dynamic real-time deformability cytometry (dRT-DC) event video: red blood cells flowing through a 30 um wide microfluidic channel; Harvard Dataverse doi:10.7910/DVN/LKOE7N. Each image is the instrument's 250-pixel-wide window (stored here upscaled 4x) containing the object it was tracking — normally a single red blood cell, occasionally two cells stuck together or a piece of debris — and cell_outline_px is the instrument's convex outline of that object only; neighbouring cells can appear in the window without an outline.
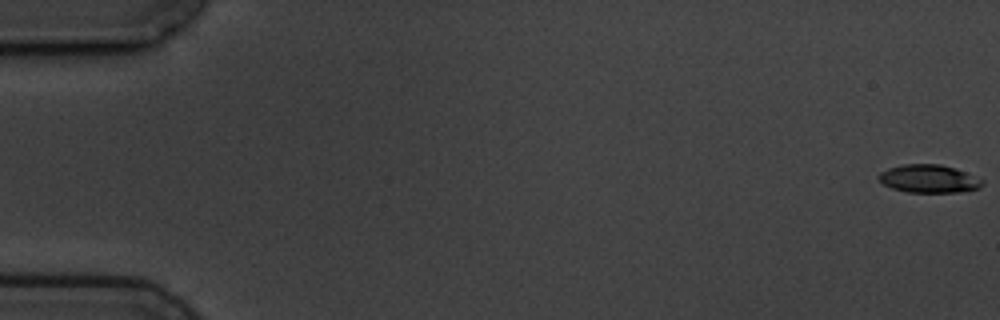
{"species": "common noctule bat (a hibernating species)", "species_latin": "Nyctalus noctula", "temperature_condition": "cold", "stored_images_in_passage": 5, "camera_frame_rate_fps": 3000, "um_per_image_px": 0.085, "animal": {"sex": "male", "body_mass_g": 19.5, "forearm_length_mm": 54.6}, "frame": {"image": 1, "passage_image": 1, "time_ms": 0.0, "image_size_px": [1000, 320], "cell_outline_px": [[984, 184], [980, 188], [956, 192], [908, 192], [892, 188], [884, 184], [876, 176], [880, 172], [888, 168], [904, 164], [940, 164], [964, 172], [984, 180]], "centroid_in_image_um": [78.93, 15.19], "position_along_channel_um": 6.1, "area_um2": 16.76}}
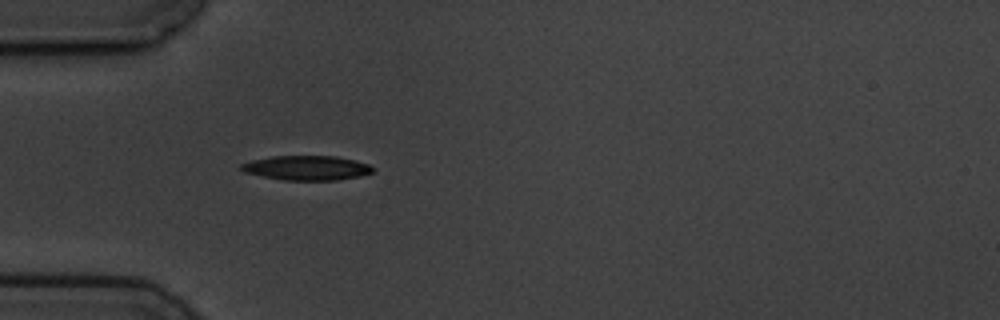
{"frame": {"image": 2, "passage_image": 5, "time_ms": 5.667, "image_size_px": [1000, 320], "cell_outline_px": [[376, 168], [372, 172], [360, 176], [336, 180], [284, 180], [244, 172], [240, 168], [240, 164], [252, 160], [272, 156], [336, 156], [356, 160], [368, 164]], "centroid_in_image_um": [26.1, 14.26], "position_along_channel_um": 58.9, "area_um2": 18.79}}